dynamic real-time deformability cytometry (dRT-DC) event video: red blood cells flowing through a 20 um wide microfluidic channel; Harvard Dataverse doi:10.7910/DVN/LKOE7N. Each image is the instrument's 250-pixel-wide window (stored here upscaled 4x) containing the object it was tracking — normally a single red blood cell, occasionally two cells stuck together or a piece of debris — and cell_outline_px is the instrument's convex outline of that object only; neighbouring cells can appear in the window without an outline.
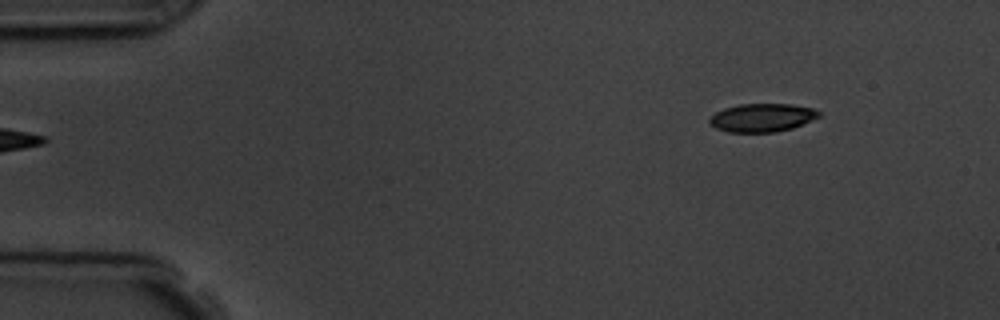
{"species": "common noctule bat (a hibernating species)", "species_latin": "Nyctalus noctula", "temperature_condition": "room temperature", "stored_images_in_passage": 4, "segment_of_instrument_passage": [2, 2], "camera_frame_rate_fps": 3000, "um_per_image_px": 0.085, "animal": {"sex": "male", "body_mass_g": 19.5, "forearm_length_mm": 54.6}, "frame": {"image": 1, "passage_image": 4, "time_ms": 3.333, "image_size_px": [1000, 320], "cell_outline_px": [[820, 116], [792, 128], [776, 132], [728, 132], [716, 128], [708, 120], [716, 112], [724, 108], [740, 104], [792, 104], [812, 108], [820, 112]], "centroid_in_image_um": [64.78, 10.0], "position_along_channel_um": 20.2, "area_um2": 17.86}}